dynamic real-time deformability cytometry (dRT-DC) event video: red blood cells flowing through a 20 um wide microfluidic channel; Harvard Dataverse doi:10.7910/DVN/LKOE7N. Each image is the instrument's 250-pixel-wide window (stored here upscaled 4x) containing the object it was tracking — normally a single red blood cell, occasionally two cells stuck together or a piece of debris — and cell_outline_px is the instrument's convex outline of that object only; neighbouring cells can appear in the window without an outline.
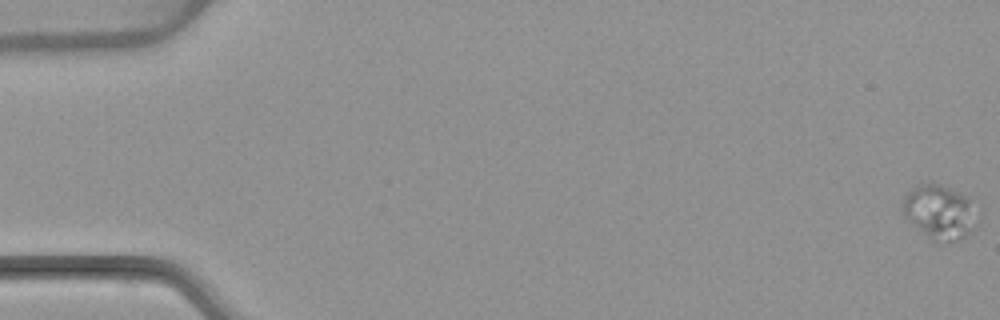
{"species": "common noctule bat (a hibernating species)", "species_latin": "Nyctalus noctula", "temperature_condition": "warm", "stored_images_in_passage": 8, "camera_frame_rate_fps": 3000, "um_per_image_px": 0.085, "animal": {"sex": "female", "body_mass_g": 22.7, "forearm_length_mm": 54.2}, "frame": {"image": 1, "passage_image": 1, "time_ms": 0.0, "image_size_px": [1000, 320], "cell_outline_px": [[968, 200], [964, 236], [956, 240], [944, 244], [940, 244], [928, 240], [904, 212], [904, 196], [916, 184], [928, 180], [940, 184], [968, 196]], "centroid_in_image_um": [79.65, 17.97], "position_along_channel_um": 5.4, "area_um2": 21.79}}
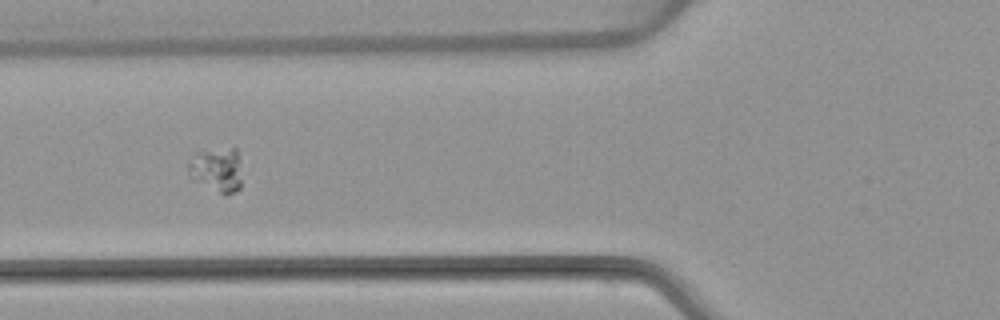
{"frame": {"image": 2, "passage_image": 6, "time_ms": 7.0, "image_size_px": [1000, 320], "cell_outline_px": [[240, 188], [232, 192], [220, 192], [192, 180], [188, 176], [188, 160], [196, 152], [232, 148], [236, 148], [240, 160]], "centroid_in_image_um": [18.39, 14.4], "position_along_channel_um": 107.4, "area_um2": 13.64}}
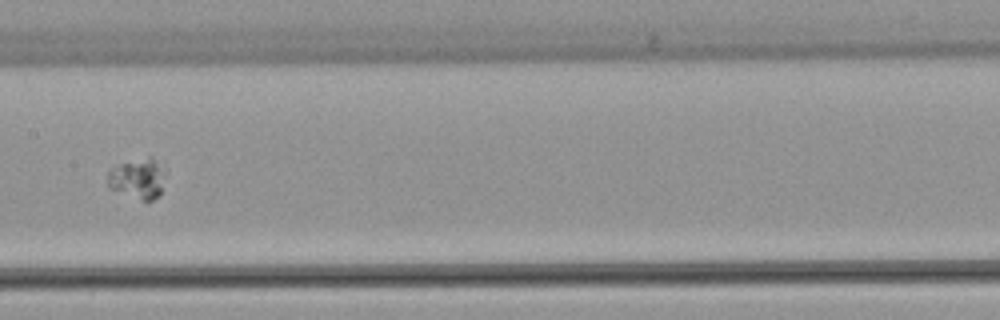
{"frame": {"image": 3, "passage_image": 8, "time_ms": 9.333, "image_size_px": [1000, 320], "cell_outline_px": [[164, 176], [160, 196], [152, 200], [140, 200], [108, 188], [108, 172], [112, 168], [120, 164], [148, 156], [152, 156]], "centroid_in_image_um": [11.67, 15.21], "position_along_channel_um": 195.7, "area_um2": 13.24}}